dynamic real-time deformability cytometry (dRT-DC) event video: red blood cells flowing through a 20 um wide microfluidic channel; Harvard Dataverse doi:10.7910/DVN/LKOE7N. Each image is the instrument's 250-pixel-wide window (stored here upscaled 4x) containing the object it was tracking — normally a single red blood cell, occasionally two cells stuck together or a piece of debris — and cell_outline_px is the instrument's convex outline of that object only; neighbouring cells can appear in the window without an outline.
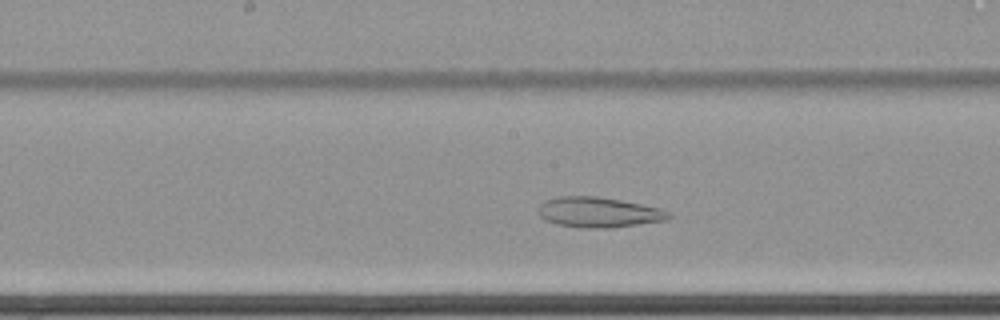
{"species": "common noctule bat (a hibernating species)", "species_latin": "Nyctalus noctula", "temperature_condition": "cold", "stored_images_in_passage": 54, "camera_frame_rate_fps": 3000, "um_per_image_px": 0.085, "animal": {"sex": "female", "body_mass_g": 22.7, "forearm_length_mm": 54.2}, "frame": {"image": 1, "passage_image": 26, "time_ms": 8.333, "image_size_px": [1000, 320], "cell_outline_px": [[672, 216], [668, 220], [612, 228], [580, 228], [560, 224], [544, 220], [540, 216], [540, 204], [544, 200], [560, 196], [596, 196], [620, 200], [660, 208], [668, 212]], "centroid_in_image_um": [50.9, 18.05], "position_along_channel_um": 197.3, "area_um2": 22.95}}
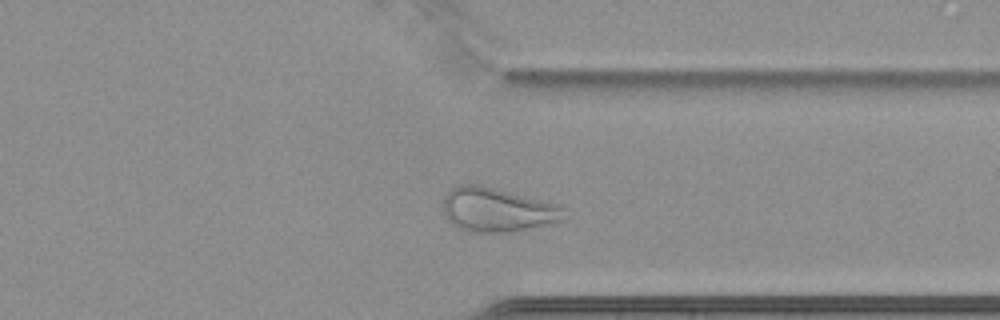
{"frame": {"image": 2, "passage_image": 41, "time_ms": 13.333, "image_size_px": [1000, 320], "cell_outline_px": [[564, 220], [512, 232], [468, 232], [452, 224], [448, 220], [444, 212], [444, 196], [456, 184], [480, 184], [556, 204], [560, 208]], "centroid_in_image_um": [42.19, 17.83], "position_along_channel_um": 369.2, "area_um2": 30.63}}
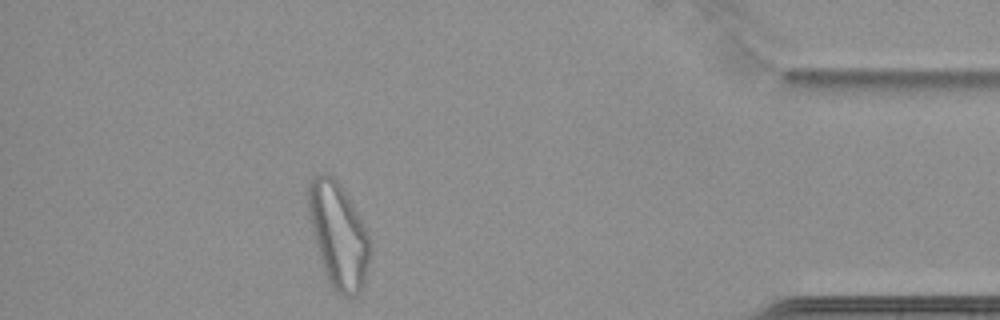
{"frame": {"image": 3, "passage_image": 48, "time_ms": 15.667, "image_size_px": [1000, 320], "cell_outline_px": [[372, 248], [364, 284], [360, 292], [356, 296], [344, 296], [336, 292], [332, 288], [328, 280], [316, 244], [308, 216], [308, 188], [312, 180], [320, 172], [328, 172], [340, 184], [348, 196], [368, 232]], "centroid_in_image_um": [28.79, 19.99], "position_along_channel_um": 406.4, "area_um2": 37.74}}